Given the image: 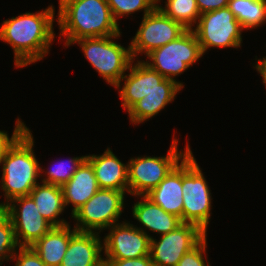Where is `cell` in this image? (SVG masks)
<instances>
[{
	"label": "cell",
	"instance_id": "1",
	"mask_svg": "<svg viewBox=\"0 0 266 266\" xmlns=\"http://www.w3.org/2000/svg\"><path fill=\"white\" fill-rule=\"evenodd\" d=\"M54 7L25 14L3 21L0 39L14 50L15 66L24 67L40 61L48 53L54 40Z\"/></svg>",
	"mask_w": 266,
	"mask_h": 266
},
{
	"label": "cell",
	"instance_id": "2",
	"mask_svg": "<svg viewBox=\"0 0 266 266\" xmlns=\"http://www.w3.org/2000/svg\"><path fill=\"white\" fill-rule=\"evenodd\" d=\"M57 17L65 46L81 38L121 34L106 0H66L59 5Z\"/></svg>",
	"mask_w": 266,
	"mask_h": 266
},
{
	"label": "cell",
	"instance_id": "3",
	"mask_svg": "<svg viewBox=\"0 0 266 266\" xmlns=\"http://www.w3.org/2000/svg\"><path fill=\"white\" fill-rule=\"evenodd\" d=\"M34 140L29 128H26L7 148L2 159L1 189L7 202L0 203L3 208L14 198L28 196L38 184L43 169L39 166L33 152Z\"/></svg>",
	"mask_w": 266,
	"mask_h": 266
},
{
	"label": "cell",
	"instance_id": "4",
	"mask_svg": "<svg viewBox=\"0 0 266 266\" xmlns=\"http://www.w3.org/2000/svg\"><path fill=\"white\" fill-rule=\"evenodd\" d=\"M120 35L81 38L73 42L78 43L90 64L113 87L133 61L130 46L125 48L112 40Z\"/></svg>",
	"mask_w": 266,
	"mask_h": 266
},
{
	"label": "cell",
	"instance_id": "5",
	"mask_svg": "<svg viewBox=\"0 0 266 266\" xmlns=\"http://www.w3.org/2000/svg\"><path fill=\"white\" fill-rule=\"evenodd\" d=\"M192 151L182 159L183 222L205 233L211 217V192Z\"/></svg>",
	"mask_w": 266,
	"mask_h": 266
},
{
	"label": "cell",
	"instance_id": "6",
	"mask_svg": "<svg viewBox=\"0 0 266 266\" xmlns=\"http://www.w3.org/2000/svg\"><path fill=\"white\" fill-rule=\"evenodd\" d=\"M178 139H174L166 156H142L128 161V193L146 195L155 188L190 151L189 145L178 152Z\"/></svg>",
	"mask_w": 266,
	"mask_h": 266
},
{
	"label": "cell",
	"instance_id": "7",
	"mask_svg": "<svg viewBox=\"0 0 266 266\" xmlns=\"http://www.w3.org/2000/svg\"><path fill=\"white\" fill-rule=\"evenodd\" d=\"M146 56L150 62L146 61L145 64L166 79L175 80L174 77L196 63L203 53L194 31L186 30L176 40L153 50Z\"/></svg>",
	"mask_w": 266,
	"mask_h": 266
},
{
	"label": "cell",
	"instance_id": "8",
	"mask_svg": "<svg viewBox=\"0 0 266 266\" xmlns=\"http://www.w3.org/2000/svg\"><path fill=\"white\" fill-rule=\"evenodd\" d=\"M124 196V191L99 189L72 215L77 220L74 228L81 232H95L118 224L124 206Z\"/></svg>",
	"mask_w": 266,
	"mask_h": 266
},
{
	"label": "cell",
	"instance_id": "9",
	"mask_svg": "<svg viewBox=\"0 0 266 266\" xmlns=\"http://www.w3.org/2000/svg\"><path fill=\"white\" fill-rule=\"evenodd\" d=\"M196 34L202 53L213 47L238 48L242 42V26L228 8L201 14L196 28L192 29Z\"/></svg>",
	"mask_w": 266,
	"mask_h": 266
},
{
	"label": "cell",
	"instance_id": "10",
	"mask_svg": "<svg viewBox=\"0 0 266 266\" xmlns=\"http://www.w3.org/2000/svg\"><path fill=\"white\" fill-rule=\"evenodd\" d=\"M185 29L180 23L166 16L158 7L147 15H143L142 23L131 41L130 51L132 58L176 40Z\"/></svg>",
	"mask_w": 266,
	"mask_h": 266
},
{
	"label": "cell",
	"instance_id": "11",
	"mask_svg": "<svg viewBox=\"0 0 266 266\" xmlns=\"http://www.w3.org/2000/svg\"><path fill=\"white\" fill-rule=\"evenodd\" d=\"M134 60L128 67L129 74H125L115 88L120 89L121 81L125 80L124 86L119 90L122 106L127 111L146 94L153 90H180L183 84L176 80L166 79L156 70L150 68L145 61Z\"/></svg>",
	"mask_w": 266,
	"mask_h": 266
},
{
	"label": "cell",
	"instance_id": "12",
	"mask_svg": "<svg viewBox=\"0 0 266 266\" xmlns=\"http://www.w3.org/2000/svg\"><path fill=\"white\" fill-rule=\"evenodd\" d=\"M206 235L198 225L183 222L159 241L151 237L150 258L154 266H176Z\"/></svg>",
	"mask_w": 266,
	"mask_h": 266
},
{
	"label": "cell",
	"instance_id": "13",
	"mask_svg": "<svg viewBox=\"0 0 266 266\" xmlns=\"http://www.w3.org/2000/svg\"><path fill=\"white\" fill-rule=\"evenodd\" d=\"M3 209L11 219L18 246H32L53 227L39 213L30 195L12 199Z\"/></svg>",
	"mask_w": 266,
	"mask_h": 266
},
{
	"label": "cell",
	"instance_id": "14",
	"mask_svg": "<svg viewBox=\"0 0 266 266\" xmlns=\"http://www.w3.org/2000/svg\"><path fill=\"white\" fill-rule=\"evenodd\" d=\"M108 229L103 240L104 259H133L150 254L151 236L142 228L123 221Z\"/></svg>",
	"mask_w": 266,
	"mask_h": 266
},
{
	"label": "cell",
	"instance_id": "15",
	"mask_svg": "<svg viewBox=\"0 0 266 266\" xmlns=\"http://www.w3.org/2000/svg\"><path fill=\"white\" fill-rule=\"evenodd\" d=\"M98 232L77 231L71 238L60 266H99L103 244Z\"/></svg>",
	"mask_w": 266,
	"mask_h": 266
},
{
	"label": "cell",
	"instance_id": "16",
	"mask_svg": "<svg viewBox=\"0 0 266 266\" xmlns=\"http://www.w3.org/2000/svg\"><path fill=\"white\" fill-rule=\"evenodd\" d=\"M91 163L100 189H113L128 193V165L122 163L107 148L102 155H86Z\"/></svg>",
	"mask_w": 266,
	"mask_h": 266
},
{
	"label": "cell",
	"instance_id": "17",
	"mask_svg": "<svg viewBox=\"0 0 266 266\" xmlns=\"http://www.w3.org/2000/svg\"><path fill=\"white\" fill-rule=\"evenodd\" d=\"M146 196L183 222L182 160Z\"/></svg>",
	"mask_w": 266,
	"mask_h": 266
},
{
	"label": "cell",
	"instance_id": "18",
	"mask_svg": "<svg viewBox=\"0 0 266 266\" xmlns=\"http://www.w3.org/2000/svg\"><path fill=\"white\" fill-rule=\"evenodd\" d=\"M61 188L65 207L71 203L73 215L100 189L91 163L85 159L73 177Z\"/></svg>",
	"mask_w": 266,
	"mask_h": 266
},
{
	"label": "cell",
	"instance_id": "19",
	"mask_svg": "<svg viewBox=\"0 0 266 266\" xmlns=\"http://www.w3.org/2000/svg\"><path fill=\"white\" fill-rule=\"evenodd\" d=\"M140 197L142 200L132 208L133 217L153 233L164 235L183 223L179 217L164 211L146 195Z\"/></svg>",
	"mask_w": 266,
	"mask_h": 266
},
{
	"label": "cell",
	"instance_id": "20",
	"mask_svg": "<svg viewBox=\"0 0 266 266\" xmlns=\"http://www.w3.org/2000/svg\"><path fill=\"white\" fill-rule=\"evenodd\" d=\"M70 225L52 227L31 248L40 256L47 266H60L70 243V238L77 232L70 230Z\"/></svg>",
	"mask_w": 266,
	"mask_h": 266
},
{
	"label": "cell",
	"instance_id": "21",
	"mask_svg": "<svg viewBox=\"0 0 266 266\" xmlns=\"http://www.w3.org/2000/svg\"><path fill=\"white\" fill-rule=\"evenodd\" d=\"M38 207L39 213L53 227L68 225L66 220L57 219L64 211L65 204L62 188L53 184H37L29 194Z\"/></svg>",
	"mask_w": 266,
	"mask_h": 266
},
{
	"label": "cell",
	"instance_id": "22",
	"mask_svg": "<svg viewBox=\"0 0 266 266\" xmlns=\"http://www.w3.org/2000/svg\"><path fill=\"white\" fill-rule=\"evenodd\" d=\"M180 90H153L137 101L127 112L131 123L139 124L157 115L172 102Z\"/></svg>",
	"mask_w": 266,
	"mask_h": 266
},
{
	"label": "cell",
	"instance_id": "23",
	"mask_svg": "<svg viewBox=\"0 0 266 266\" xmlns=\"http://www.w3.org/2000/svg\"><path fill=\"white\" fill-rule=\"evenodd\" d=\"M228 8L243 29L257 28L266 22V0H230Z\"/></svg>",
	"mask_w": 266,
	"mask_h": 266
},
{
	"label": "cell",
	"instance_id": "24",
	"mask_svg": "<svg viewBox=\"0 0 266 266\" xmlns=\"http://www.w3.org/2000/svg\"><path fill=\"white\" fill-rule=\"evenodd\" d=\"M165 7H157L169 18L180 23L185 29L192 30L194 23L198 22L200 12L196 0H167Z\"/></svg>",
	"mask_w": 266,
	"mask_h": 266
},
{
	"label": "cell",
	"instance_id": "25",
	"mask_svg": "<svg viewBox=\"0 0 266 266\" xmlns=\"http://www.w3.org/2000/svg\"><path fill=\"white\" fill-rule=\"evenodd\" d=\"M18 248L11 219L7 212L0 208V265L5 259H13Z\"/></svg>",
	"mask_w": 266,
	"mask_h": 266
},
{
	"label": "cell",
	"instance_id": "26",
	"mask_svg": "<svg viewBox=\"0 0 266 266\" xmlns=\"http://www.w3.org/2000/svg\"><path fill=\"white\" fill-rule=\"evenodd\" d=\"M112 16L117 23V18L127 16L136 11L144 10V15L152 12L160 0H106ZM127 14V15H126Z\"/></svg>",
	"mask_w": 266,
	"mask_h": 266
},
{
	"label": "cell",
	"instance_id": "27",
	"mask_svg": "<svg viewBox=\"0 0 266 266\" xmlns=\"http://www.w3.org/2000/svg\"><path fill=\"white\" fill-rule=\"evenodd\" d=\"M86 159V156L74 157L69 160L70 166H65L64 162L58 163L53 169L45 172L47 174L46 178L42 179L43 183L53 184L62 187L66 184L75 174L78 167Z\"/></svg>",
	"mask_w": 266,
	"mask_h": 266
},
{
	"label": "cell",
	"instance_id": "28",
	"mask_svg": "<svg viewBox=\"0 0 266 266\" xmlns=\"http://www.w3.org/2000/svg\"><path fill=\"white\" fill-rule=\"evenodd\" d=\"M206 237L205 236L194 248L186 252L176 266H210L205 263L204 254L206 253Z\"/></svg>",
	"mask_w": 266,
	"mask_h": 266
},
{
	"label": "cell",
	"instance_id": "29",
	"mask_svg": "<svg viewBox=\"0 0 266 266\" xmlns=\"http://www.w3.org/2000/svg\"><path fill=\"white\" fill-rule=\"evenodd\" d=\"M15 259V266H47L31 246H19V251L14 253L12 260Z\"/></svg>",
	"mask_w": 266,
	"mask_h": 266
},
{
	"label": "cell",
	"instance_id": "30",
	"mask_svg": "<svg viewBox=\"0 0 266 266\" xmlns=\"http://www.w3.org/2000/svg\"><path fill=\"white\" fill-rule=\"evenodd\" d=\"M26 125L24 122L19 120V118L16 121V125L13 131V134L11 138H9V135L7 132L0 130V165L2 164L3 156L7 150V148L14 142V140L26 129Z\"/></svg>",
	"mask_w": 266,
	"mask_h": 266
},
{
	"label": "cell",
	"instance_id": "31",
	"mask_svg": "<svg viewBox=\"0 0 266 266\" xmlns=\"http://www.w3.org/2000/svg\"><path fill=\"white\" fill-rule=\"evenodd\" d=\"M108 266H154L150 255L133 259H104Z\"/></svg>",
	"mask_w": 266,
	"mask_h": 266
},
{
	"label": "cell",
	"instance_id": "32",
	"mask_svg": "<svg viewBox=\"0 0 266 266\" xmlns=\"http://www.w3.org/2000/svg\"><path fill=\"white\" fill-rule=\"evenodd\" d=\"M230 0H196L200 14L228 7Z\"/></svg>",
	"mask_w": 266,
	"mask_h": 266
},
{
	"label": "cell",
	"instance_id": "33",
	"mask_svg": "<svg viewBox=\"0 0 266 266\" xmlns=\"http://www.w3.org/2000/svg\"><path fill=\"white\" fill-rule=\"evenodd\" d=\"M256 70L259 72V74L262 76L263 83H266V58L263 57V59H259L257 61V64L255 65Z\"/></svg>",
	"mask_w": 266,
	"mask_h": 266
},
{
	"label": "cell",
	"instance_id": "34",
	"mask_svg": "<svg viewBox=\"0 0 266 266\" xmlns=\"http://www.w3.org/2000/svg\"><path fill=\"white\" fill-rule=\"evenodd\" d=\"M99 266H108V265L105 262H103Z\"/></svg>",
	"mask_w": 266,
	"mask_h": 266
},
{
	"label": "cell",
	"instance_id": "35",
	"mask_svg": "<svg viewBox=\"0 0 266 266\" xmlns=\"http://www.w3.org/2000/svg\"><path fill=\"white\" fill-rule=\"evenodd\" d=\"M66 0H59V5H61Z\"/></svg>",
	"mask_w": 266,
	"mask_h": 266
}]
</instances>
